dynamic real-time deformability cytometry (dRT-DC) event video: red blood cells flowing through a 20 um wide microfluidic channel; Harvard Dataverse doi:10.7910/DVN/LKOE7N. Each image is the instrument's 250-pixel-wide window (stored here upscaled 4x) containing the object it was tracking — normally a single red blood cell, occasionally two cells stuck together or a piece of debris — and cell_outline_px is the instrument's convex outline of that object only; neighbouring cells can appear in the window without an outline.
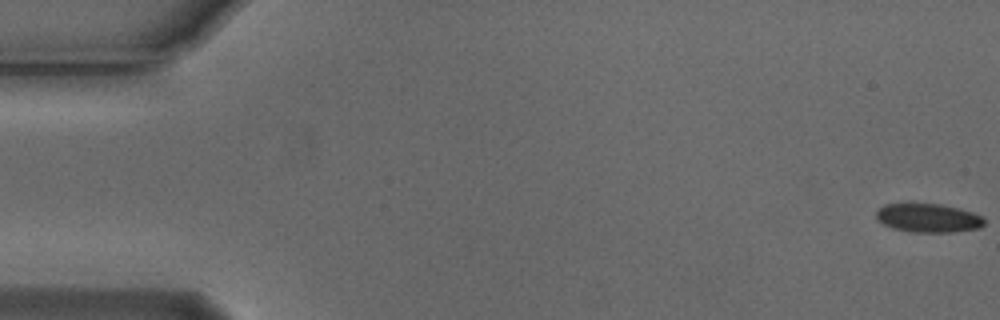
{"species": "Egyptian fruit bat (a non-hibernating species)", "species_latin": "Rousettus aegyptiacus", "temperature_condition": "cold", "stored_images_in_passage": 56, "camera_frame_rate_fps": 3000, "um_per_image_px": 0.085, "animal": {"sex": "male"}, "frame": {"image": 1, "passage_image": 1, "time_ms": 0.0, "image_size_px": [1000, 320], "cell_outline_px": [[984, 224], [980, 228], [952, 232], [908, 232], [892, 228], [876, 220], [876, 212], [884, 204], [940, 204], [960, 208], [972, 212], [980, 216], [984, 220]], "centroid_in_image_um": [78.88, 18.53], "position_along_channel_um": 6.1, "area_um2": 18.09}}
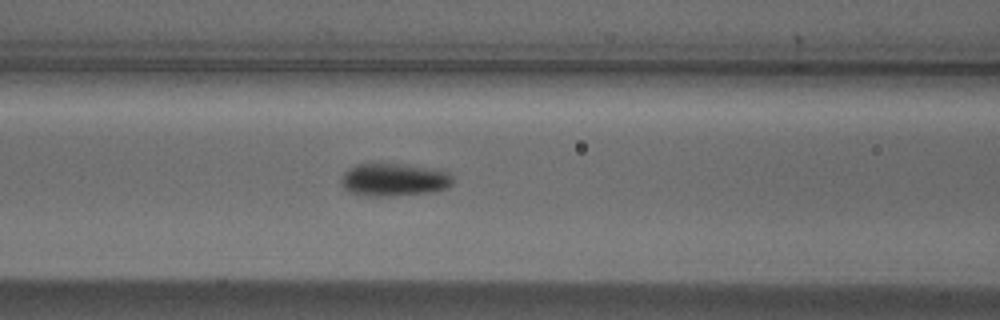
{"frame": {"image": 2, "passage_image": 23, "time_ms": 7.333, "image_size_px": [1000, 320], "cell_outline_px": [[452, 184], [448, 188], [432, 192], [388, 196], [368, 196], [348, 192], [340, 184], [340, 180], [344, 172], [348, 168], [356, 164], [396, 164], [436, 168], [448, 172], [452, 176]], "centroid_in_image_um": [33.48, 15.28], "position_along_channel_um": 133.1, "area_um2": 21.5}}
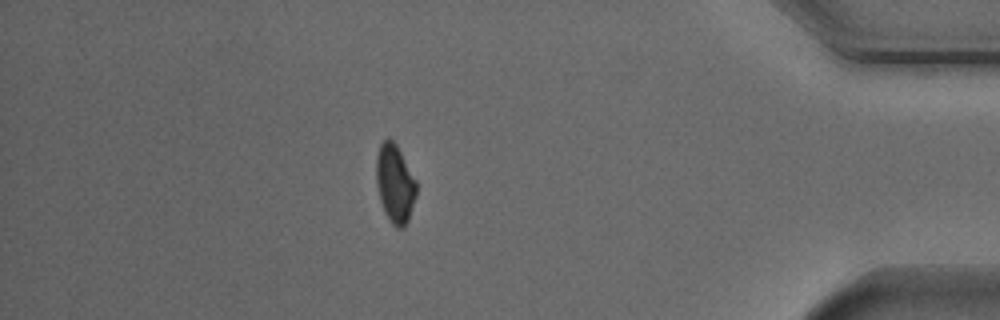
{"frame": {"image": 3, "passage_image": 48, "time_ms": 15.667, "image_size_px": [1000, 320], "cell_outline_px": [[416, 196], [408, 220], [404, 228], [396, 228], [392, 224], [384, 212], [380, 200], [376, 184], [376, 156], [380, 144], [388, 136], [396, 144], [416, 180]], "centroid_in_image_um": [33.56, 15.61], "position_along_channel_um": 401.6, "area_um2": 18.38}}